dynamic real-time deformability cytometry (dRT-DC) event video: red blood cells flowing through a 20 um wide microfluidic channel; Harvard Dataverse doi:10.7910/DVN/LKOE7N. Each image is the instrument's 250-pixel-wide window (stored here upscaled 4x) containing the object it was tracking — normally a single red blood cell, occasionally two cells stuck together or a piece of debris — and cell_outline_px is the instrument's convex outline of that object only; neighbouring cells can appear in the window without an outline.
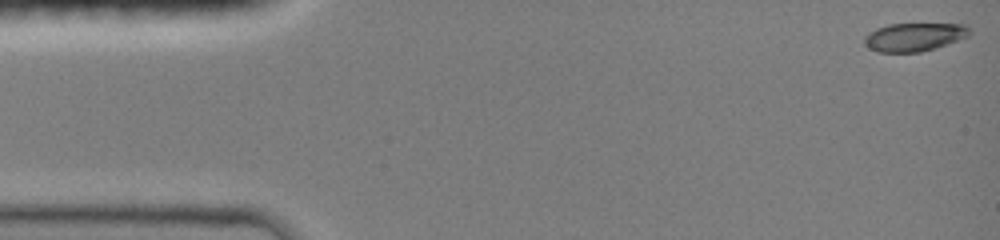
{"species": "common noctule bat (a hibernating species)", "species_latin": "Nyctalus noctula", "temperature_condition": "room temperature", "stored_images_in_passage": 98, "camera_frame_rate_fps": 3000, "um_per_image_px": 0.085, "animal": {"sex": "female", "body_mass_g": 19.0, "forearm_length_mm": 51.5}, "frame": {"image": 1, "passage_image": 1, "time_ms": 0.0, "image_size_px": [1000, 240], "cell_outline_px": [[972, 32], [968, 36], [936, 48], [920, 52], [876, 52], [868, 48], [864, 44], [864, 36], [868, 32], [876, 28], [888, 24], [968, 24]], "centroid_in_image_um": [77.69, 3.14], "position_along_channel_um": 7.3, "area_um2": 17.57}}
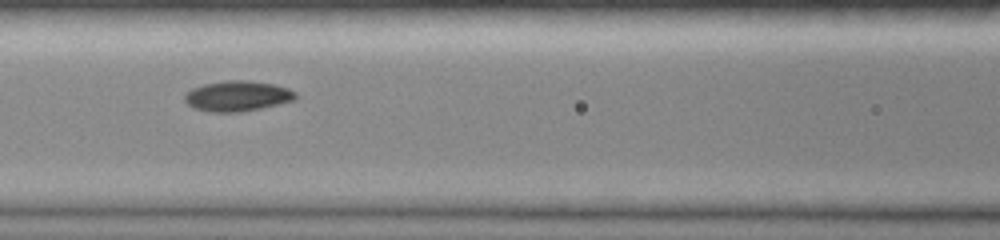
{"frame": {"image": 2, "passage_image": 43, "time_ms": 6.333, "image_size_px": [1000, 240], "cell_outline_px": [[296, 100], [260, 108], [240, 112], [208, 112], [192, 108], [184, 100], [184, 96], [192, 88], [204, 84], [224, 80], [244, 80], [276, 84], [288, 88], [296, 92]], "centroid_in_image_um": [20.18, 8.16], "position_along_channel_um": 146.4, "area_um2": 19.77}}
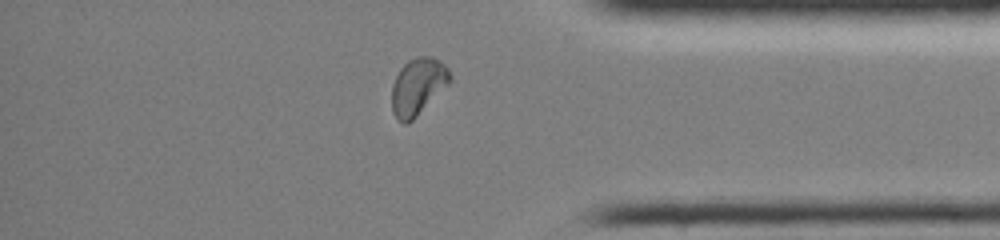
{"frame": {"image": 3, "passage_image": 85, "time_ms": 12.667, "image_size_px": [1000, 240], "cell_outline_px": [[452, 80], [408, 124], [404, 124], [396, 120], [392, 112], [392, 84], [400, 68], [408, 60], [416, 56], [432, 56], [440, 60], [448, 68], [452, 76]], "centroid_in_image_um": [35.51, 7.33], "position_along_channel_um": 399.7, "area_um2": 19.36}, "authors_computed_cell_mechanics": {"area_um2": 18.8139, "velocity_mm_per_s": 4.1021, "shape_relaxation_time_tau1_ms": 4.5063, "shape_relaxation_time_tau2_ms": 4.8755, "deformation_change_tau1": 0.1608, "deformation_change_tau2": 0.0635}}